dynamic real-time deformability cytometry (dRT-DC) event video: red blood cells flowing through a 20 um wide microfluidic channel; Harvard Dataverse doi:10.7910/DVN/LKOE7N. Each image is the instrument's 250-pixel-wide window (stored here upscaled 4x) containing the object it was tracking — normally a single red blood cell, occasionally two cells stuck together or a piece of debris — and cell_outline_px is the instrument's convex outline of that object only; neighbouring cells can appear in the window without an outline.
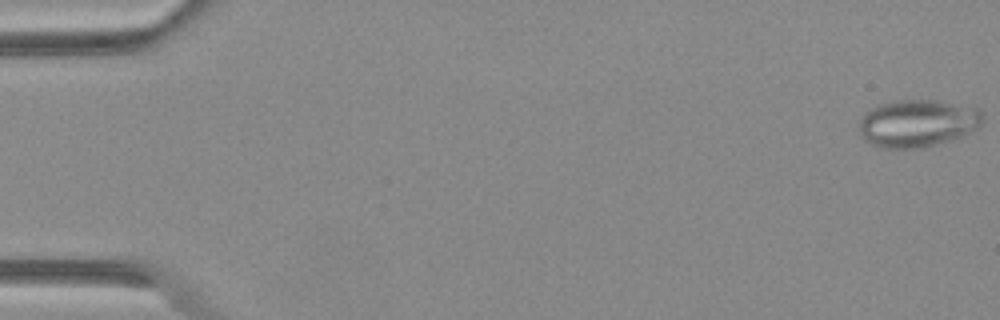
{"species": "Egyptian fruit bat (a non-hibernating species)", "species_latin": "Rousettus aegyptiacus", "temperature_condition": "warm", "stored_images_in_passage": 50, "camera_frame_rate_fps": 3000, "um_per_image_px": 0.085, "animal": {"sex": "female"}, "frame": {"image": 1, "passage_image": 1, "time_ms": 0.0, "image_size_px": [1000, 320], "cell_outline_px": [[980, 124], [976, 128], [956, 140], [920, 148], [880, 148], [864, 140], [860, 132], [860, 120], [872, 108], [880, 104], [896, 100], [936, 100], [980, 112]], "centroid_in_image_um": [77.92, 10.52], "position_along_channel_um": 7.1, "area_um2": 33.41}}
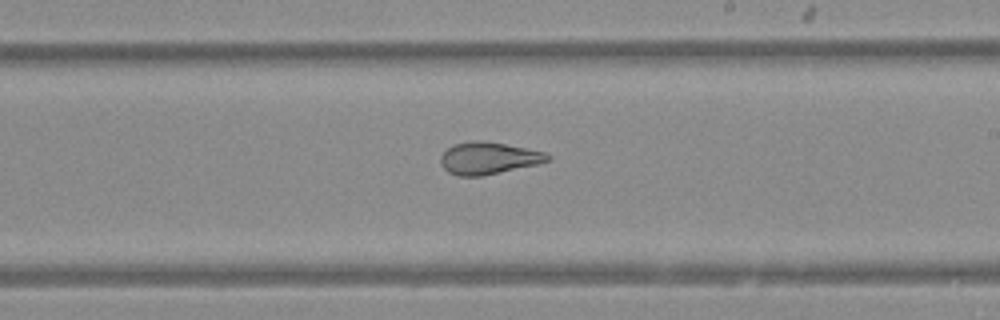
{"frame": {"image": 2, "passage_image": 30, "time_ms": 9.667, "image_size_px": [1000, 320], "cell_outline_px": [[552, 160], [536, 164], [480, 176], [460, 176], [448, 172], [440, 164], [440, 156], [452, 144], [476, 140], [480, 140], [504, 144], [544, 152], [552, 156]], "centroid_in_image_um": [41.49, 13.44], "position_along_channel_um": 247.5, "area_um2": 19.77}}
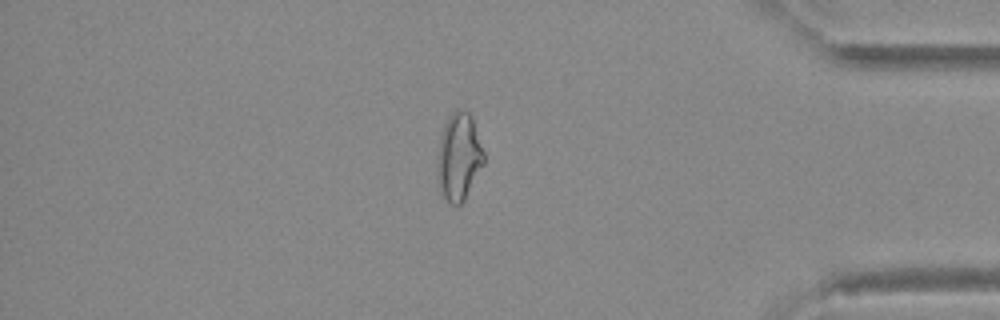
{"frame": {"image": 3, "passage_image": 43, "time_ms": 14.0, "image_size_px": [1000, 320], "cell_outline_px": [[484, 164], [464, 200], [460, 204], [448, 204], [444, 200], [440, 192], [440, 140], [444, 124], [448, 116], [456, 108], [468, 112], [472, 116], [484, 152]], "centroid_in_image_um": [39.05, 13.31], "position_along_channel_um": 396.2, "area_um2": 23.12}}